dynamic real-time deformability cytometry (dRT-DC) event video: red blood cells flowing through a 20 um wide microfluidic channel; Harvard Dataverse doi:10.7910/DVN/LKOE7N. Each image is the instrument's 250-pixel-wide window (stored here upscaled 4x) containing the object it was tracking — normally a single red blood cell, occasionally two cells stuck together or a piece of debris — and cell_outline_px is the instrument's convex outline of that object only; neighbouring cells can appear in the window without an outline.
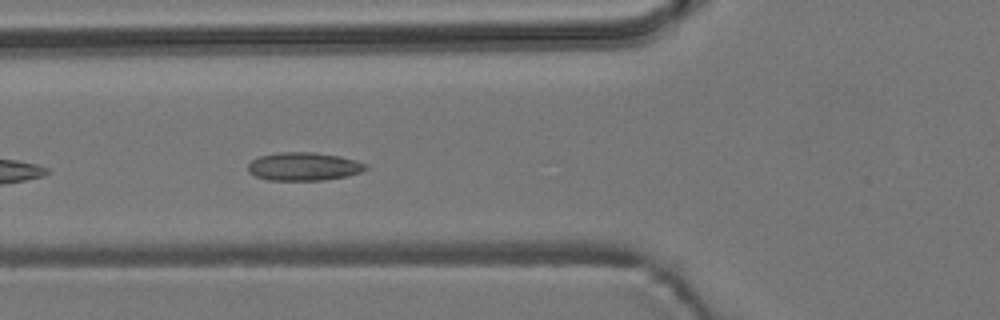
{"species": "common noctule bat (a hibernating species)", "species_latin": "Nyctalus noctula", "temperature_condition": "room temperature", "stored_images_in_passage": 5, "camera_frame_rate_fps": 3000, "um_per_image_px": 0.085, "animal": {"sex": "male", "body_mass_g": 19.2, "forearm_length_mm": 51.8}, "frame": {"image": 1, "passage_image": 5, "time_ms": 4.667, "image_size_px": [1000, 320], "cell_outline_px": [[368, 168], [360, 172], [344, 176], [324, 180], [268, 180], [256, 176], [248, 172], [248, 164], [252, 160], [260, 156], [276, 152], [316, 152], [340, 156], [356, 160], [368, 164]], "centroid_in_image_um": [25.82, 14.14], "position_along_channel_um": 100.0, "area_um2": 19.42}}